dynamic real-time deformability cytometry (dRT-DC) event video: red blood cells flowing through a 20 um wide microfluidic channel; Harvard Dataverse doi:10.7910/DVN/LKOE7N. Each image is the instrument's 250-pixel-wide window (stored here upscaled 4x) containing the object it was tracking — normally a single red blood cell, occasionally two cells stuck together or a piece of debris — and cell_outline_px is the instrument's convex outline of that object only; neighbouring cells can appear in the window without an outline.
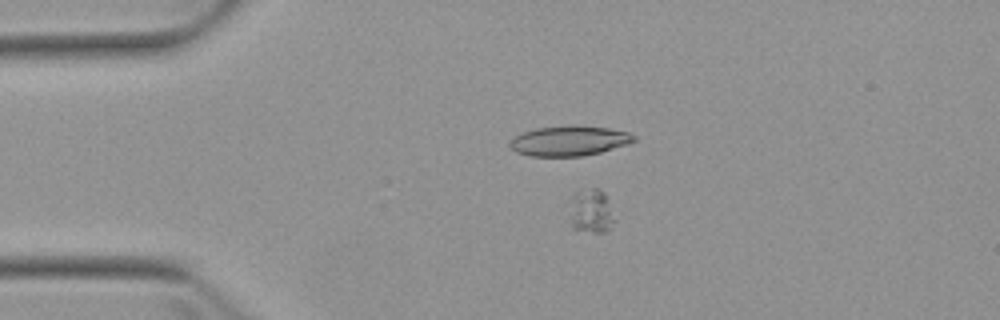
{"species": "Egyptian fruit bat (a non-hibernating species)", "species_latin": "Rousettus aegyptiacus", "temperature_condition": "warm", "stored_images_in_passage": 4, "camera_frame_rate_fps": 3000, "um_per_image_px": 0.085, "animal": {"sex": "female"}, "frame": {"image": 1, "passage_image": 3, "time_ms": 3.333, "image_size_px": [1000, 320], "cell_outline_px": [[616, 220], [604, 232], [592, 232], [572, 228], [572, 200], [576, 192], [592, 188], [596, 188], [604, 192]], "centroid_in_image_um": [50.29, 17.95], "position_along_channel_um": 34.7, "area_um2": 11.04}}